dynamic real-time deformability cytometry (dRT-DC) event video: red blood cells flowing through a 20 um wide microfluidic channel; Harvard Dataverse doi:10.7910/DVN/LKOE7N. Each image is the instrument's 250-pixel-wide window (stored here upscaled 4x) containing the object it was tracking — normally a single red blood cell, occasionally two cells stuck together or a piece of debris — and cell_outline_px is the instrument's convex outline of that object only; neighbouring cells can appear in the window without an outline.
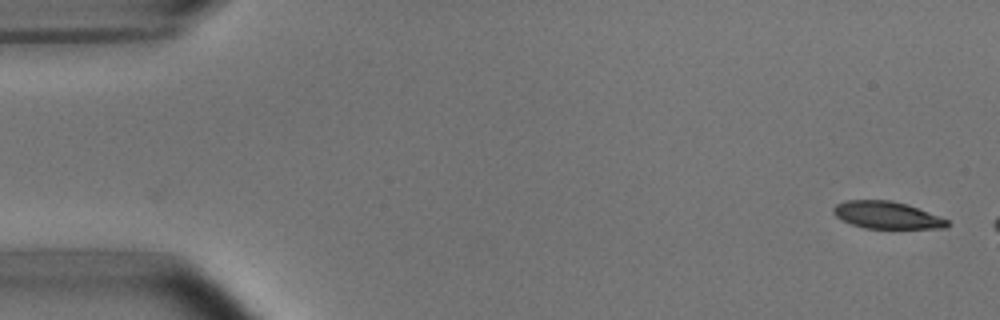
{"species": "common noctule bat (a hibernating species)", "species_latin": "Nyctalus noctula", "temperature_condition": "room temperature", "stored_images_in_passage": 3, "camera_frame_rate_fps": 3000, "um_per_image_px": 0.085, "animal": {"sex": "male", "body_mass_g": 15.6}, "frame": {"image": 1, "passage_image": 1, "time_ms": 0.0, "image_size_px": [1000, 320], "cell_outline_px": [[948, 228], [864, 228], [852, 224], [836, 216], [832, 212], [832, 208], [836, 204], [844, 200], [892, 200], [916, 208], [948, 220]], "centroid_in_image_um": [75.33, 18.28], "position_along_channel_um": 9.7, "area_um2": 17.74}}